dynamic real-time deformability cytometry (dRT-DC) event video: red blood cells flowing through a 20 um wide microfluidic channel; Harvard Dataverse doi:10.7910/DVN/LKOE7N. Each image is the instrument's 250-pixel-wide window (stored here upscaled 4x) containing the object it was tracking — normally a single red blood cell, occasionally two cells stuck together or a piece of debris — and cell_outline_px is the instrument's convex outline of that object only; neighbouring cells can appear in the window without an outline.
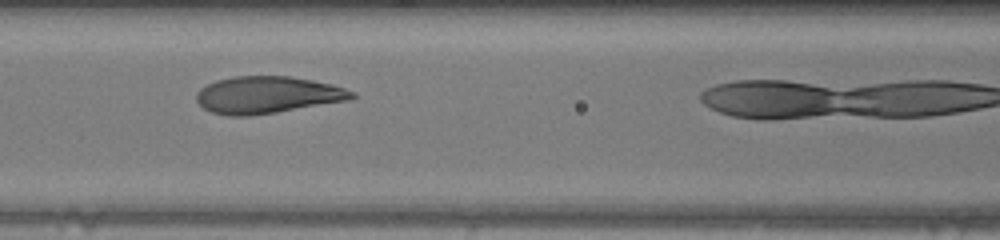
{"species": "human", "species_latin": "Homo sapiens", "temperature_condition": "warm", "stored_images_in_passage": 30, "camera_frame_rate_fps": 3000, "um_per_image_px": 0.085, "donor": {"sex": "female"}, "frame": {"image": 1, "passage_image": 11, "time_ms": 3.333, "image_size_px": [1000, 240], "cell_outline_px": [[356, 96], [348, 100], [276, 112], [248, 116], [228, 116], [212, 112], [204, 108], [196, 100], [196, 92], [200, 88], [216, 80], [236, 76], [288, 76], [312, 80], [332, 84], [356, 92]], "centroid_in_image_um": [22.71, 8.06], "position_along_channel_um": 143.9, "area_um2": 33.41}}
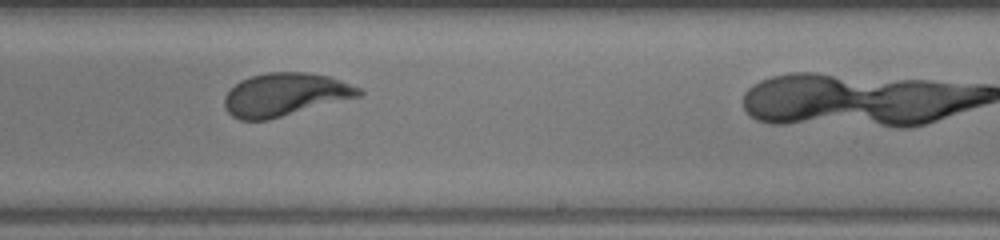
{"frame": {"image": 2, "passage_image": 20, "time_ms": 6.333, "image_size_px": [1000, 240], "cell_outline_px": [[364, 92], [360, 96], [268, 120], [240, 120], [232, 116], [224, 108], [224, 96], [240, 80], [252, 76], [268, 72], [308, 72], [328, 76], [340, 80], [360, 88]], "centroid_in_image_um": [24.21, 8.04], "position_along_channel_um": 264.8, "area_um2": 33.58}}
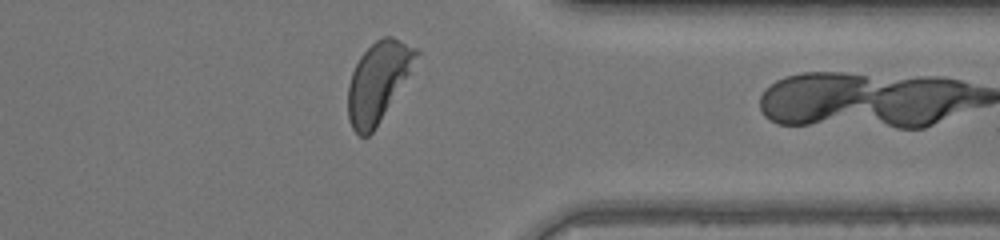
{"frame": {"image": 3, "passage_image": 29, "time_ms": 9.333, "image_size_px": [1000, 240], "cell_outline_px": [[420, 52], [376, 128], [368, 136], [360, 136], [352, 128], [348, 120], [348, 84], [352, 72], [360, 56], [376, 40], [384, 36], [392, 36], [416, 48]], "centroid_in_image_um": [32.09, 6.95], "position_along_channel_um": 379.3, "area_um2": 30.81}}